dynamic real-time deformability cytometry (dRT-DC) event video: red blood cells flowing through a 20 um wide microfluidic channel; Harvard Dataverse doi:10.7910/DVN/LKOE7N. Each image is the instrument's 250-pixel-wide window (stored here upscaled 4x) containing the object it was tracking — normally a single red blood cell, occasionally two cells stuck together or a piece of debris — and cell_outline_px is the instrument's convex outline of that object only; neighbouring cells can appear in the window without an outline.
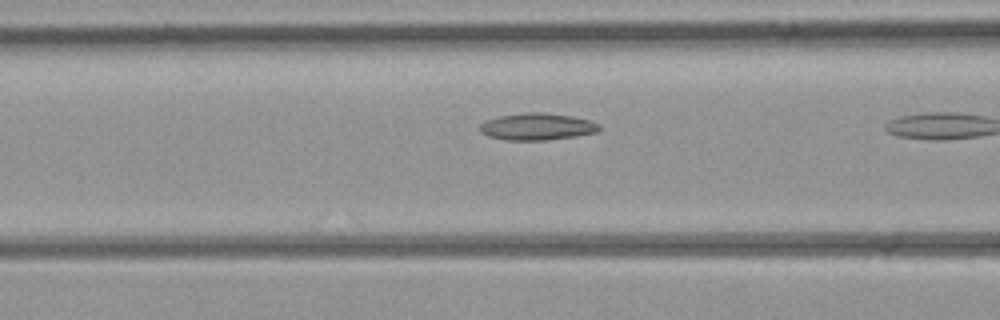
{"species": "common noctule bat (a hibernating species)", "species_latin": "Nyctalus noctula", "temperature_condition": "room temperature", "stored_images_in_passage": 9, "camera_frame_rate_fps": 3000, "um_per_image_px": 0.085, "animal": {"sex": "female", "body_mass_g": 21.9}, "frame": {"image": 1, "passage_image": 8, "time_ms": 2.333, "image_size_px": [1000, 320], "cell_outline_px": [[600, 128], [596, 132], [576, 136], [544, 140], [508, 140], [488, 136], [480, 132], [480, 124], [484, 120], [500, 116], [528, 112], [540, 112], [572, 116], [588, 120], [600, 124]], "centroid_in_image_um": [45.63, 10.76], "position_along_channel_um": 121.0, "area_um2": 18.61}}